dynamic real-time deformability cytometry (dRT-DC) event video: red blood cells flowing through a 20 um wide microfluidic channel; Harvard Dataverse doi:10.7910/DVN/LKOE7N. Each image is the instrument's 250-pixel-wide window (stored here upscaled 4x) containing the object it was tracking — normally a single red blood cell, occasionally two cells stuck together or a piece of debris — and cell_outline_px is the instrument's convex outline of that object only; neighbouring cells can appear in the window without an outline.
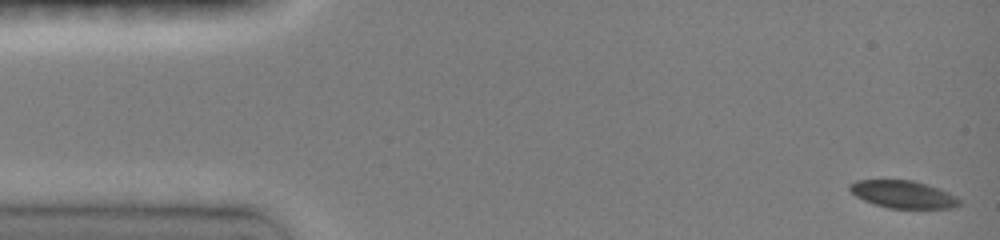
{"species": "common noctule bat (a hibernating species)", "species_latin": "Nyctalus noctula", "temperature_condition": "room temperature", "stored_images_in_passage": 46, "camera_frame_rate_fps": 3000, "um_per_image_px": 0.085, "animal": {"sex": "female", "body_mass_g": 19.0, "forearm_length_mm": 51.5}, "frame": {"image": 1, "passage_image": 1, "time_ms": 0.0, "image_size_px": [1000, 240], "cell_outline_px": [[960, 204], [956, 208], [888, 208], [872, 204], [856, 196], [848, 188], [848, 184], [856, 180], [912, 180], [940, 188], [956, 196], [960, 200]], "centroid_in_image_um": [76.76, 16.52], "position_along_channel_um": 8.2, "area_um2": 17.69}}
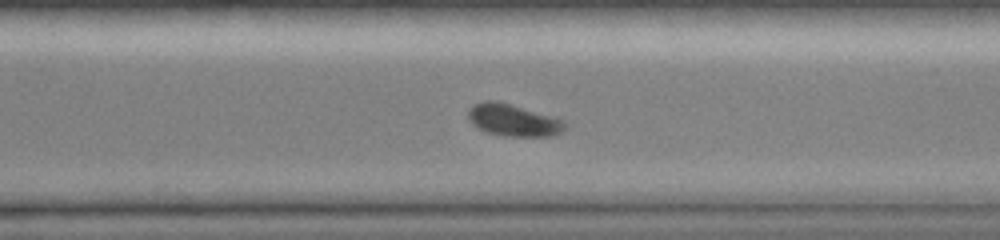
{"frame": {"image": 2, "passage_image": 33, "time_ms": 10.667, "image_size_px": [1000, 240], "cell_outline_px": [[568, 124], [560, 132], [552, 136], [504, 136], [488, 132], [472, 124], [468, 116], [468, 112], [476, 104], [484, 100], [496, 100], [564, 120]], "centroid_in_image_um": [43.64, 10.22], "position_along_channel_um": 327.0, "area_um2": 17.69}}
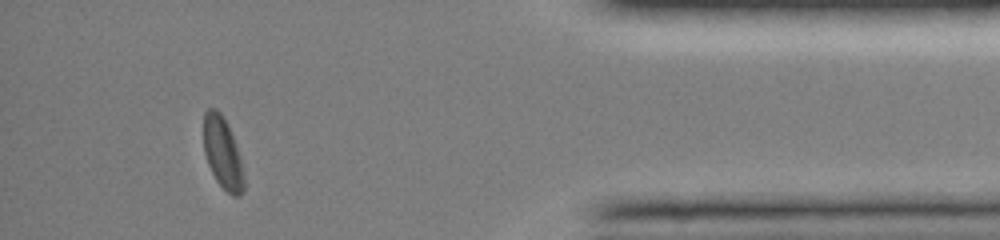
{"frame": {"image": 3, "passage_image": 42, "time_ms": 13.667, "image_size_px": [1000, 240], "cell_outline_px": [[244, 192], [240, 196], [232, 196], [216, 180], [208, 164], [204, 152], [204, 112], [208, 108], [216, 108], [220, 112], [232, 136], [240, 156], [244, 176]], "centroid_in_image_um": [18.93, 13.03], "position_along_channel_um": 416.3, "area_um2": 16.59}, "authors_computed_cell_mechanics": {"area_um2": 18.2359, "velocity_mm_per_s": 4.0892, "shape_relaxation_time_tau1_ms": 2.595, "shape_relaxation_time_tau2_ms": null, "deformation_change_tau1": 0.096, "deformation_change_tau2": null}}